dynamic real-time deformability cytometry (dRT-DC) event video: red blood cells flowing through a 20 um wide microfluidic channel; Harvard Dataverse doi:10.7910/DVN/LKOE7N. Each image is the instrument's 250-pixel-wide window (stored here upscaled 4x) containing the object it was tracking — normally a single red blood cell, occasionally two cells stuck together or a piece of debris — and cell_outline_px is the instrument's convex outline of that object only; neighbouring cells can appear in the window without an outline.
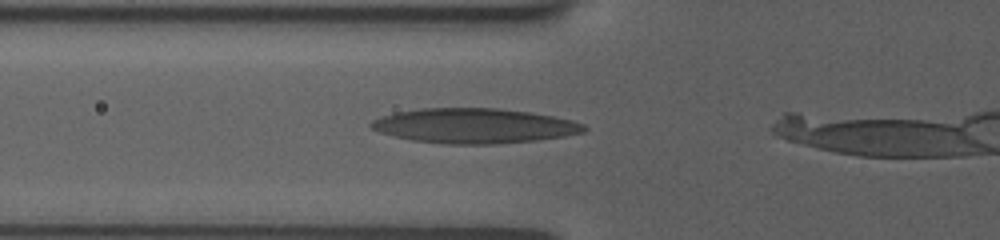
{"species": "human", "species_latin": "Homo sapiens", "temperature_condition": "room temperature", "stored_images_in_passage": 6, "camera_frame_rate_fps": 3000, "um_per_image_px": 0.085, "donor": {"sex": "female"}, "frame": {"image": 1, "passage_image": 3, "time_ms": 0.333, "image_size_px": [1000, 240], "cell_outline_px": [[588, 128], [584, 132], [564, 136], [532, 140], [492, 144], [448, 144], [412, 140], [380, 132], [372, 128], [368, 124], [372, 120], [396, 112], [420, 108], [496, 108], [528, 112], [552, 116], [584, 124]], "centroid_in_image_um": [40.28, 10.69], "position_along_channel_um": 85.5, "area_um2": 42.77}}